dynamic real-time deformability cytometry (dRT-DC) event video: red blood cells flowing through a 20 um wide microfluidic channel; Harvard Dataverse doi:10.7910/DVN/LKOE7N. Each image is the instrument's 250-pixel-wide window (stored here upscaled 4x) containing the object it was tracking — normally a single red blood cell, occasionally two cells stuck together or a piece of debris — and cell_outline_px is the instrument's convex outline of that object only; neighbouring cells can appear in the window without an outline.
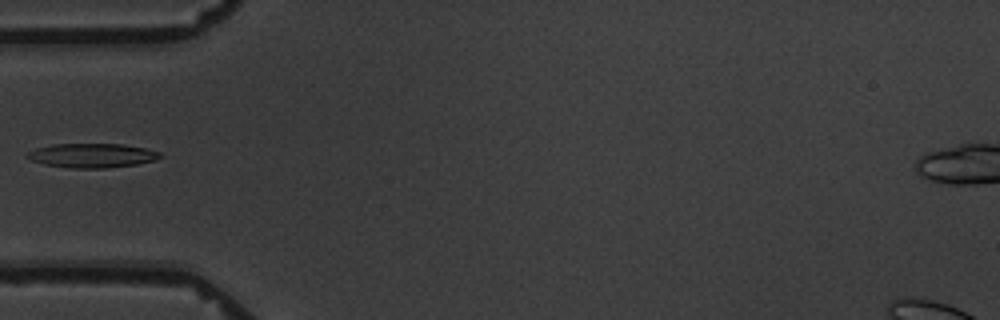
{"species": "common noctule bat (a hibernating species)", "species_latin": "Nyctalus noctula", "temperature_condition": "warm", "stored_images_in_passage": 6, "camera_frame_rate_fps": 3000, "um_per_image_px": 0.085, "animal": {"sex": "male", "body_mass_g": 19.5, "forearm_length_mm": 54.6}, "frame": {"image": 1, "passage_image": 6, "time_ms": 5.667, "image_size_px": [1000, 320], "cell_outline_px": [[164, 156], [156, 160], [136, 164], [104, 168], [72, 168], [44, 164], [32, 160], [24, 156], [24, 152], [36, 148], [52, 144], [124, 144], [144, 148], [160, 152]], "centroid_in_image_um": [7.8, 13.21], "position_along_channel_um": 77.2, "area_um2": 18.84}}